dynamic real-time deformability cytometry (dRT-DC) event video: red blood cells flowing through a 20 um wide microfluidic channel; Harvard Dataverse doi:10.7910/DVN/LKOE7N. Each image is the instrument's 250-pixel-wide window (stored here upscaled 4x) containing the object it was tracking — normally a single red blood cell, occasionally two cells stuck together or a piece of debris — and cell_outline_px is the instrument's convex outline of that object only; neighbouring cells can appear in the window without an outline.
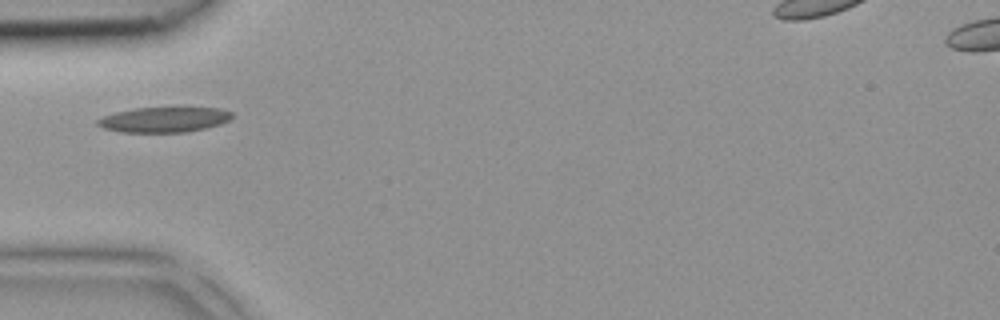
{"species": "common noctule bat (a hibernating species)", "species_latin": "Nyctalus noctula", "temperature_condition": "room temperature", "stored_images_in_passage": 1, "camera_frame_rate_fps": 3000, "um_per_image_px": 0.085, "animal": {"sex": "female", "body_mass_g": 18.4}, "frame": {"image": 1, "passage_image": 1, "time_ms": 0.0, "image_size_px": [1000, 320], "cell_outline_px": [[232, 116], [228, 120], [220, 124], [188, 132], [120, 132], [104, 128], [96, 124], [96, 120], [104, 116], [116, 112], [136, 108], [176, 104], [220, 108], [232, 112]], "centroid_in_image_um": [14.0, 10.11], "position_along_channel_um": 71.0, "area_um2": 20.75}}